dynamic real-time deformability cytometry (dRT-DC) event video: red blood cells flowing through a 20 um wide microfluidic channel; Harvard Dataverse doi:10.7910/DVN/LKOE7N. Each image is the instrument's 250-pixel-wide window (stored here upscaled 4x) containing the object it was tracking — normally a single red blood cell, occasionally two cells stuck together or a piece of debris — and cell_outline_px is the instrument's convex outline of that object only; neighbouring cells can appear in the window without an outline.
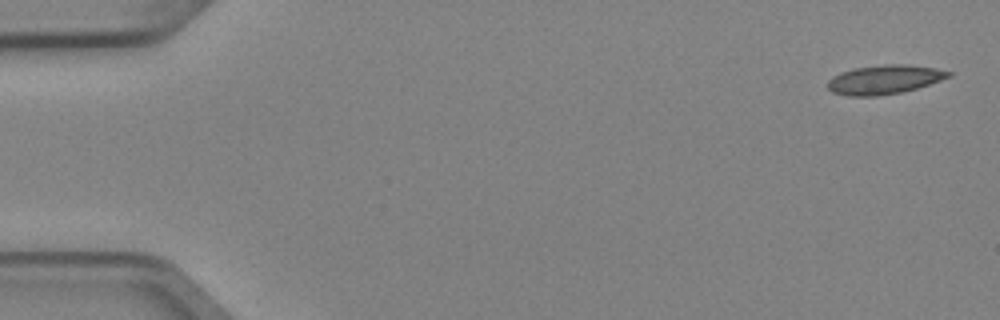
{"species": "Egyptian fruit bat (a non-hibernating species)", "species_latin": "Rousettus aegyptiacus", "temperature_condition": "cold", "stored_images_in_passage": 6, "camera_frame_rate_fps": 3000, "um_per_image_px": 0.085, "animal": {"sex": "female"}, "frame": {"image": 1, "passage_image": 1, "time_ms": 0.0, "image_size_px": [1000, 320], "cell_outline_px": [[952, 76], [916, 88], [900, 92], [876, 96], [848, 96], [832, 92], [828, 88], [828, 80], [832, 76], [840, 72], [856, 68], [884, 64], [908, 64], [936, 68], [952, 72]], "centroid_in_image_um": [75.16, 6.75], "position_along_channel_um": 9.8, "area_um2": 20.4}}
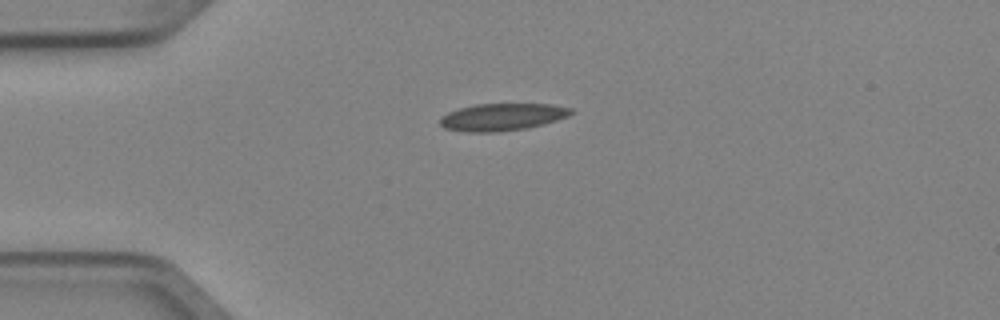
{"frame": {"image": 2, "passage_image": 4, "time_ms": 1.0, "image_size_px": [1000, 320], "cell_outline_px": [[572, 112], [568, 116], [544, 124], [524, 128], [496, 132], [468, 132], [444, 128], [440, 124], [440, 116], [448, 112], [460, 108], [476, 104], [552, 104], [572, 108]], "centroid_in_image_um": [42.67, 9.94], "position_along_channel_um": 42.3, "area_um2": 20.69}}
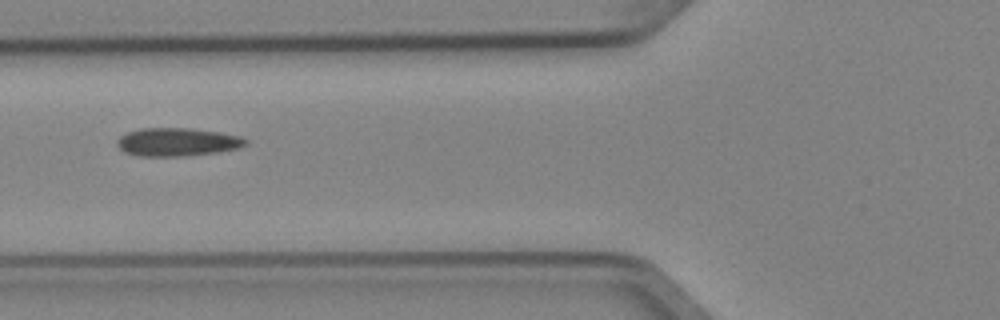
{"frame": {"image": 3, "passage_image": 6, "time_ms": 1.667, "image_size_px": [1000, 320], "cell_outline_px": [[248, 144], [240, 148], [216, 152], [184, 156], [140, 156], [124, 152], [116, 144], [116, 140], [120, 136], [128, 132], [140, 128], [188, 128], [220, 132], [240, 136], [248, 140]], "centroid_in_image_um": [15.07, 12.07], "position_along_channel_um": 110.7, "area_um2": 21.21}}